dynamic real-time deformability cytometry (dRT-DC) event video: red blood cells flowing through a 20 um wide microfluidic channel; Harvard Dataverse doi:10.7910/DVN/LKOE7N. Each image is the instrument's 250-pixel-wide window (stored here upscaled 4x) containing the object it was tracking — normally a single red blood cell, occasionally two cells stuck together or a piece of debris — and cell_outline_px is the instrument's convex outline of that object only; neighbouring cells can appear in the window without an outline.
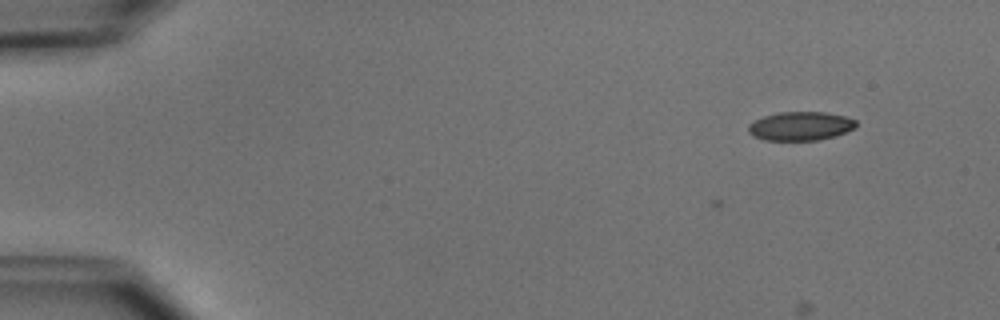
{"species": "common noctule bat (a hibernating species)", "species_latin": "Nyctalus noctula", "temperature_condition": "cold", "stored_images_in_passage": 5, "camera_frame_rate_fps": 3000, "um_per_image_px": 0.085, "animal": {"sex": "male", "body_mass_g": 15.6}, "frame": {"image": 1, "passage_image": 3, "time_ms": 2.333, "image_size_px": [1000, 320], "cell_outline_px": [[856, 128], [836, 136], [816, 140], [764, 140], [752, 136], [748, 132], [748, 124], [764, 116], [780, 112], [824, 112], [844, 116], [856, 120]], "centroid_in_image_um": [68.04, 10.72], "position_along_channel_um": 17.0, "area_um2": 18.09}}